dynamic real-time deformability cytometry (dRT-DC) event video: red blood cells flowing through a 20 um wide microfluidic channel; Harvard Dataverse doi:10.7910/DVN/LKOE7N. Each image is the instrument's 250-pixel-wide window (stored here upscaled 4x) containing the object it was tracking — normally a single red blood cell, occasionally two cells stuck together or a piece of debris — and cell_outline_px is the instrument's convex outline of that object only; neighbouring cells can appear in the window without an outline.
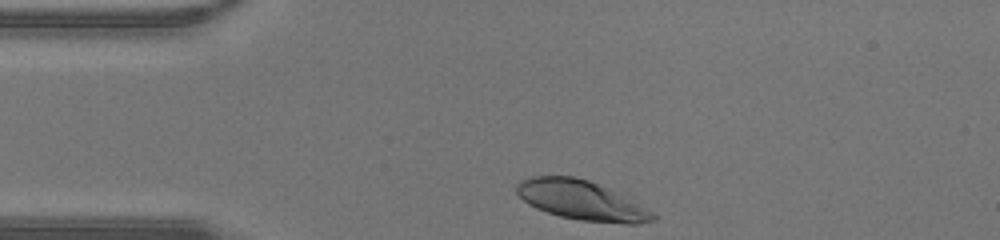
{"species": "human", "species_latin": "Homo sapiens", "temperature_condition": "warm", "stored_images_in_passage": 26, "camera_frame_rate_fps": 3000, "um_per_image_px": 0.085, "donor": {"sex": "male"}, "frame": {"image": 1, "passage_image": 1, "time_ms": 0.0, "image_size_px": [1000, 240], "cell_outline_px": [[656, 220], [636, 224], [624, 224], [580, 220], [560, 216], [536, 208], [528, 204], [516, 192], [516, 184], [520, 180], [528, 176], [572, 176], [588, 180], [608, 188], [656, 212]], "centroid_in_image_um": [49.44, 17.03], "position_along_channel_um": 35.6, "area_um2": 31.39}}
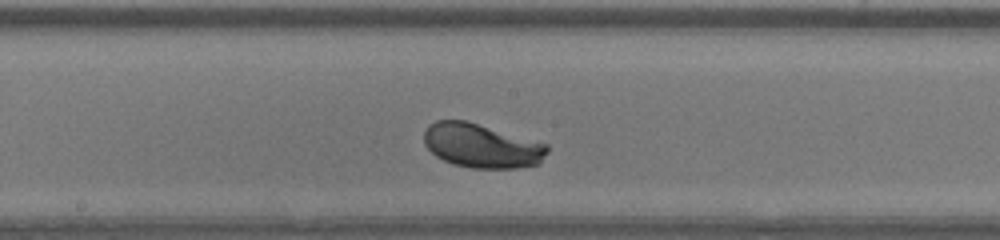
{"frame": {"image": 2, "passage_image": 14, "time_ms": 4.333, "image_size_px": [1000, 240], "cell_outline_px": [[548, 152], [540, 164], [516, 168], [472, 168], [452, 164], [436, 156], [424, 144], [424, 132], [428, 124], [436, 120], [464, 120], [548, 144]], "centroid_in_image_um": [40.93, 12.39], "position_along_channel_um": 207.3, "area_um2": 31.67}}
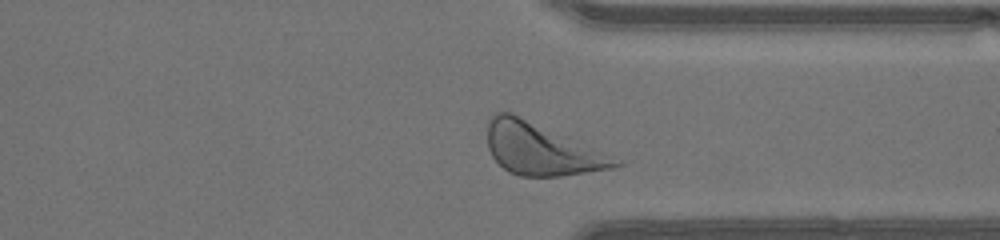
{"frame": {"image": 3, "passage_image": 24, "time_ms": 7.667, "image_size_px": [1000, 240], "cell_outline_px": [[624, 164], [620, 168], [560, 176], [520, 176], [508, 172], [492, 156], [488, 148], [488, 120], [492, 112], [512, 112], [612, 156], [620, 160]], "centroid_in_image_um": [46.0, 12.68], "position_along_channel_um": 365.4, "area_um2": 38.49}}